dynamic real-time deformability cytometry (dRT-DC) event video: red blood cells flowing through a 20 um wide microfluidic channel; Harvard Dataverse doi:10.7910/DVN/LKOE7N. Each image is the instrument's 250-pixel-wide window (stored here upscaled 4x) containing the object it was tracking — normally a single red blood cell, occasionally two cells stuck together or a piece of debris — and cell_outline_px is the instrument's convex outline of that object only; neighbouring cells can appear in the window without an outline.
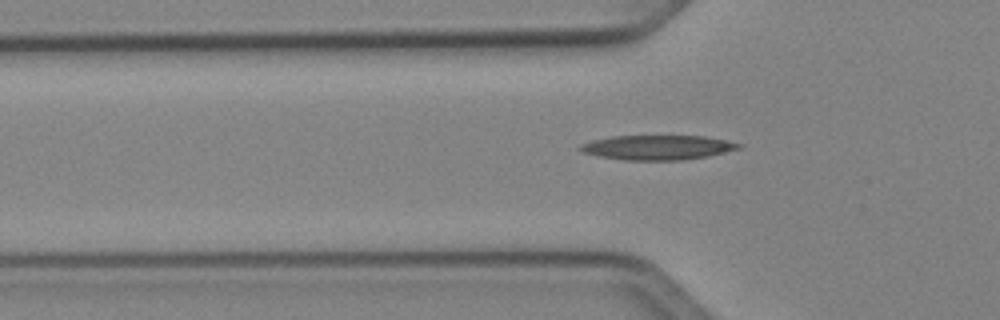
{"species": "Egyptian fruit bat (a non-hibernating species)", "species_latin": "Rousettus aegyptiacus", "temperature_condition": "cold", "stored_images_in_passage": 37, "camera_frame_rate_fps": 3000, "um_per_image_px": 0.085, "animal": {"sex": "female"}, "frame": {"image": 1, "passage_image": 3, "time_ms": 0.667, "image_size_px": [1000, 320], "cell_outline_px": [[744, 148], [708, 156], [684, 160], [624, 160], [596, 156], [580, 152], [576, 148], [580, 144], [592, 140], [612, 136], [704, 136], [744, 144]], "centroid_in_image_um": [55.87, 12.54], "position_along_channel_um": 69.9, "area_um2": 23.06}}
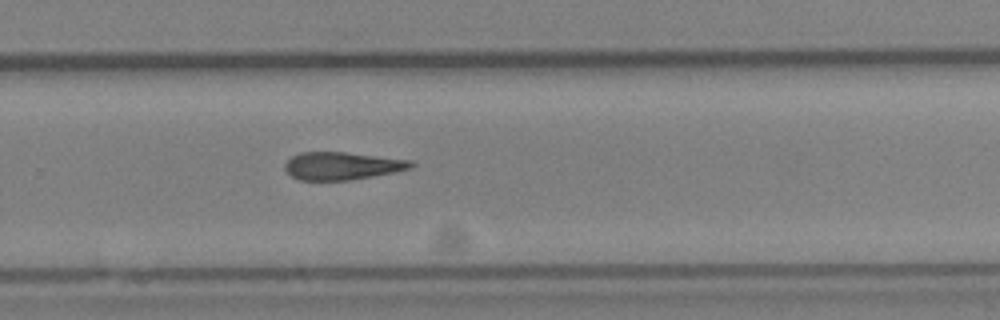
{"frame": {"image": 2, "passage_image": 20, "time_ms": 6.333, "image_size_px": [1000, 320], "cell_outline_px": [[416, 164], [412, 168], [372, 176], [348, 180], [300, 180], [292, 176], [284, 168], [284, 164], [292, 156], [300, 152], [344, 152], [412, 160]], "centroid_in_image_um": [29.07, 14.09], "position_along_channel_um": 300.7, "area_um2": 20.23}}
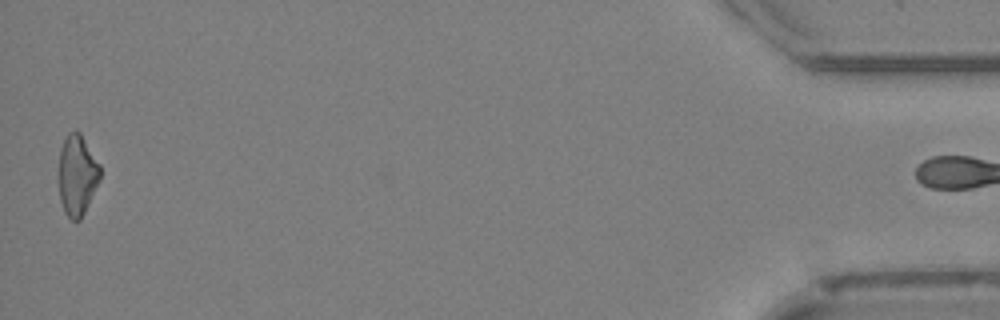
{"frame": {"image": 3, "passage_image": 36, "time_ms": 11.667, "image_size_px": [1000, 320], "cell_outline_px": [[100, 180], [80, 220], [72, 220], [64, 212], [60, 200], [56, 176], [60, 148], [68, 132], [76, 128], [80, 132], [100, 164]], "centroid_in_image_um": [6.51, 14.85], "position_along_channel_um": 428.7, "area_um2": 20.06}}